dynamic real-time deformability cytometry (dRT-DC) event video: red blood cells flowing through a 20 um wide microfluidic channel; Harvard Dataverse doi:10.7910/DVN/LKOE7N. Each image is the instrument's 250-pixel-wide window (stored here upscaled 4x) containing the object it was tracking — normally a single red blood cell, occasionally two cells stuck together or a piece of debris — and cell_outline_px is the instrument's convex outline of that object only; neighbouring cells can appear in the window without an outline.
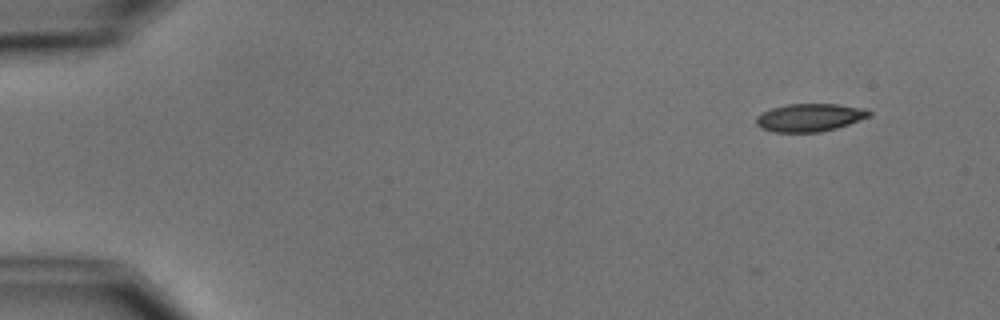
{"species": "common noctule bat (a hibernating species)", "species_latin": "Nyctalus noctula", "temperature_condition": "cold", "stored_images_in_passage": 5, "camera_frame_rate_fps": 3000, "um_per_image_px": 0.085, "animal": {"sex": "male", "body_mass_g": 15.6}, "frame": {"image": 1, "passage_image": 2, "time_ms": 1.0, "image_size_px": [1000, 320], "cell_outline_px": [[872, 116], [836, 128], [820, 132], [776, 132], [760, 128], [756, 124], [756, 116], [772, 108], [788, 104], [836, 104], [864, 108], [872, 112]], "centroid_in_image_um": [68.84, 9.99], "position_along_channel_um": 16.2, "area_um2": 18.32}}
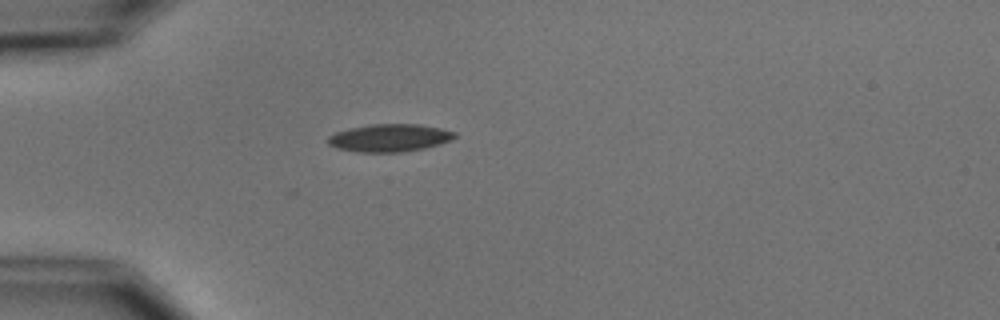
{"frame": {"image": 2, "passage_image": 5, "time_ms": 4.667, "image_size_px": [1000, 320], "cell_outline_px": [[456, 136], [452, 140], [440, 144], [424, 148], [400, 152], [360, 152], [336, 148], [328, 144], [328, 136], [336, 132], [348, 128], [372, 124], [420, 124], [440, 128], [456, 132]], "centroid_in_image_um": [33.12, 11.71], "position_along_channel_um": 51.9, "area_um2": 20.46}}